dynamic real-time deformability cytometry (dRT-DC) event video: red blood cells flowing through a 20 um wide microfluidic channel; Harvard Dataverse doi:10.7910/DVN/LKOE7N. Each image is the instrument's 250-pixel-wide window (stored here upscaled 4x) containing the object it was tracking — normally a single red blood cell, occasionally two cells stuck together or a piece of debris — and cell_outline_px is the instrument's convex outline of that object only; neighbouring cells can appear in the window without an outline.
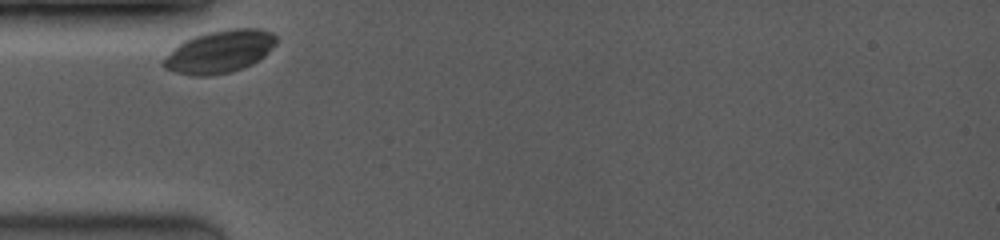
{"species": "common noctule bat (a hibernating species)", "species_latin": "Nyctalus noctula", "temperature_condition": "room temperature", "stored_images_in_passage": 6, "camera_frame_rate_fps": 3500, "um_per_image_px": 0.085, "animal": {"sex": "female", "body_mass_g": 19.0, "forearm_length_mm": 53.3}, "frame": {"image": 1, "passage_image": 1, "time_ms": 0.0, "image_size_px": [1000, 240], "cell_outline_px": [[276, 44], [264, 56], [252, 64], [232, 72], [204, 76], [192, 76], [176, 72], [164, 68], [160, 64], [160, 60], [184, 40], [208, 32], [232, 28], [256, 28], [272, 32], [276, 36]], "centroid_in_image_um": [18.65, 4.39], "position_along_channel_um": 66.4, "area_um2": 28.03}}
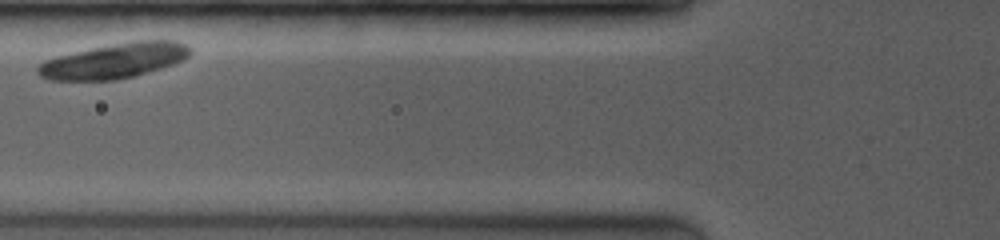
{"frame": {"image": 2, "passage_image": 4, "time_ms": 1.429, "image_size_px": [1000, 240], "cell_outline_px": [[192, 52], [184, 60], [148, 72], [116, 80], [48, 80], [40, 76], [36, 72], [36, 68], [44, 60], [56, 56], [92, 48], [132, 40], [176, 40], [188, 44], [192, 48]], "centroid_in_image_um": [9.74, 5.15], "position_along_channel_um": 116.1, "area_um2": 31.27}}